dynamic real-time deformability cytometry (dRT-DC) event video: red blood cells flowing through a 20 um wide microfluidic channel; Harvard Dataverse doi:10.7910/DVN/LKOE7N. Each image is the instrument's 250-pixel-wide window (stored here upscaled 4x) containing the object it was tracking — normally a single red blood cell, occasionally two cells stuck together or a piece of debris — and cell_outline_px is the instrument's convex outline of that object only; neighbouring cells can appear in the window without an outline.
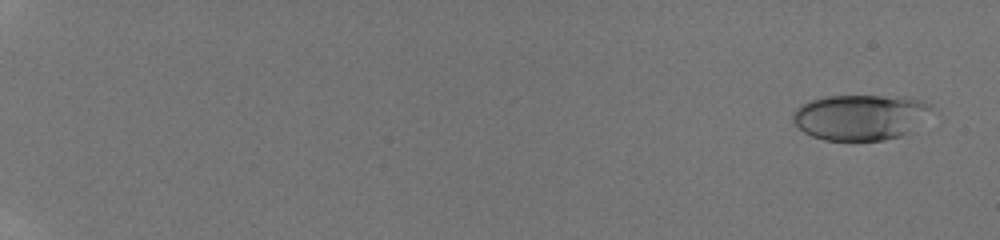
{"species": "human", "species_latin": "Homo sapiens", "temperature_condition": "room temperature", "stored_images_in_passage": 9, "camera_frame_rate_fps": 3000, "um_per_image_px": 0.085, "donor": {"sex": "male"}, "frame": {"image": 1, "passage_image": 4, "time_ms": 0.667, "image_size_px": [1000, 240], "cell_outline_px": [[932, 104], [900, 136], [884, 140], [824, 140], [812, 136], [804, 132], [792, 120], [792, 112], [796, 108], [812, 100], [824, 96], [908, 96], [924, 100]], "centroid_in_image_um": [72.99, 9.93], "position_along_channel_um": 12.0, "area_um2": 35.84}}